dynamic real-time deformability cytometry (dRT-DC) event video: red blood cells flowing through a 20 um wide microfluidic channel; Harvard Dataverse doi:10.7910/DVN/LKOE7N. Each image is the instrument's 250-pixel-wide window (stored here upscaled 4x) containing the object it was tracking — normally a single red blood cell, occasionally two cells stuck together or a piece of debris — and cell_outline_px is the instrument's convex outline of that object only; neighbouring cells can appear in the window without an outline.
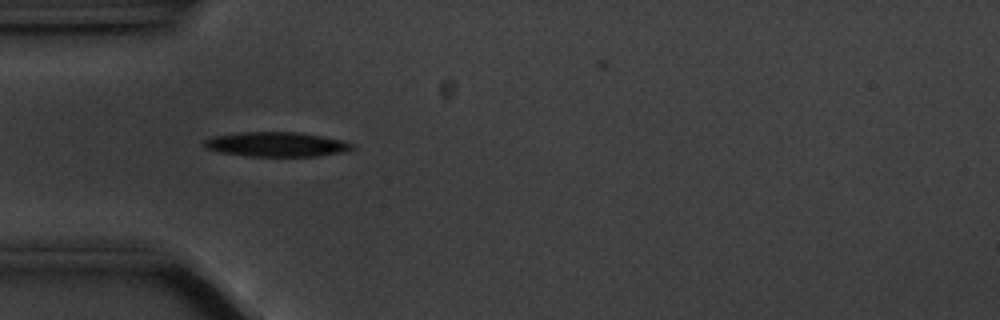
{"species": "common noctule bat (a hibernating species)", "species_latin": "Nyctalus noctula", "temperature_condition": "cold", "stored_images_in_passage": 35, "camera_frame_rate_fps": 3000, "um_per_image_px": 0.085, "animal": {"sex": "male", "body_mass_g": 20.1, "forearm_length_mm": 53.5}, "frame": {"image": 1, "passage_image": 6, "time_ms": 1.667, "image_size_px": [1000, 320], "cell_outline_px": [[356, 144], [352, 148], [340, 152], [316, 156], [248, 156], [220, 152], [204, 148], [200, 144], [204, 140], [212, 136], [244, 132], [300, 132], [344, 140]], "centroid_in_image_um": [23.45, 12.26], "position_along_channel_um": 61.5, "area_um2": 21.27}}